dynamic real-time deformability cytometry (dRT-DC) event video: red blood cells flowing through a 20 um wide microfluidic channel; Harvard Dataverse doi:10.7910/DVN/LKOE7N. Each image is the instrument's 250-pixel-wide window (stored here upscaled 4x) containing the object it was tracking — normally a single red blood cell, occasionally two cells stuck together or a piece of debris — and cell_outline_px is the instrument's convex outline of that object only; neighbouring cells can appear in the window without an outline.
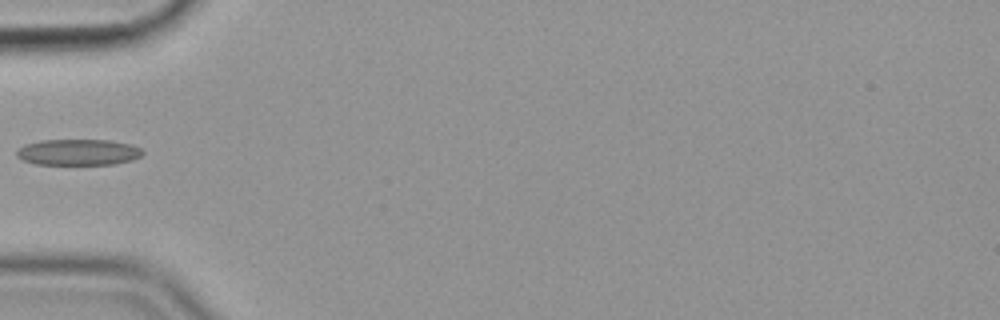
{"species": "common noctule bat (a hibernating species)", "species_latin": "Nyctalus noctula", "temperature_condition": "cold", "stored_images_in_passage": 38, "camera_frame_rate_fps": 3000, "um_per_image_px": 0.085, "animal": {"sex": "female", "body_mass_g": 19.9}, "frame": {"image": 1, "passage_image": 1, "time_ms": 0.0, "image_size_px": [1000, 320], "cell_outline_px": [[144, 152], [140, 156], [132, 160], [116, 164], [36, 164], [24, 160], [16, 156], [16, 152], [24, 144], [40, 140], [108, 140], [132, 144], [140, 148]], "centroid_in_image_um": [6.66, 12.93], "position_along_channel_um": 78.3, "area_um2": 19.13}}
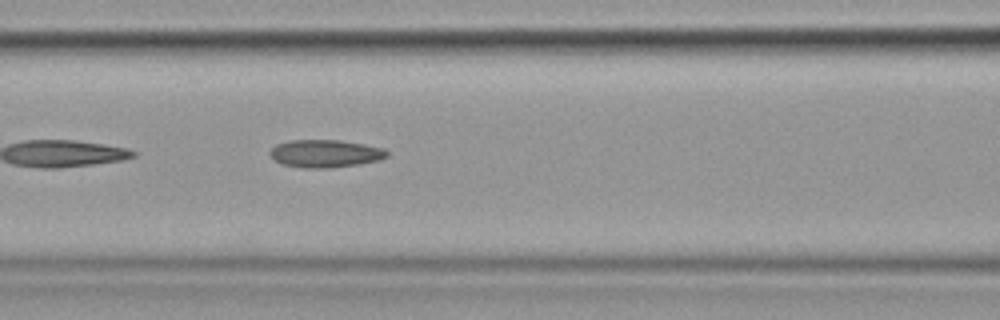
{"frame": {"image": 2, "passage_image": 6, "time_ms": 1.667, "image_size_px": [1000, 320], "cell_outline_px": [[388, 156], [380, 160], [332, 168], [300, 168], [284, 164], [276, 160], [268, 152], [276, 144], [288, 140], [340, 140], [364, 144], [384, 148], [388, 152]], "centroid_in_image_um": [27.65, 13.05], "position_along_channel_um": 138.9, "area_um2": 18.9}}